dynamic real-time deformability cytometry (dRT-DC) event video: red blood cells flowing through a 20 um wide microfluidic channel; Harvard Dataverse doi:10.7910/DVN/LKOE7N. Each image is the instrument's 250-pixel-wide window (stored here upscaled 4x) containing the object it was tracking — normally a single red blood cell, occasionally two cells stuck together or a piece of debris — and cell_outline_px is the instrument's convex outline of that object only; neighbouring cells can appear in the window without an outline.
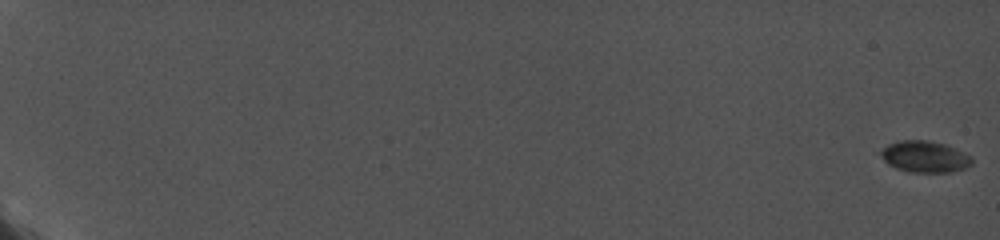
{"species": "common noctule bat (a hibernating species)", "species_latin": "Nyctalus noctula", "temperature_condition": "cold", "stored_images_in_passage": 43, "camera_frame_rate_fps": 5000, "um_per_image_px": 0.085, "animal": {"sex": "female", "body_mass_g": 19.0, "forearm_length_mm": 56.7}, "frame": {"image": 1, "passage_image": 1, "time_ms": 0.0, "image_size_px": [1000, 240], "cell_outline_px": [[972, 164], [964, 168], [952, 172], [908, 172], [896, 168], [888, 164], [880, 156], [880, 152], [888, 144], [900, 140], [928, 140], [944, 144], [956, 148], [972, 156]], "centroid_in_image_um": [78.61, 13.31], "position_along_channel_um": 6.4, "area_um2": 16.76}}
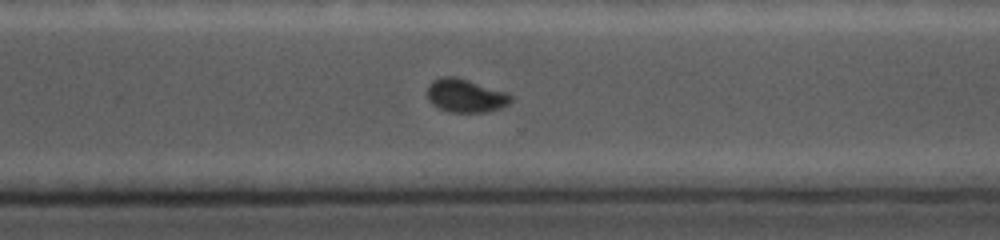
{"frame": {"image": 2, "passage_image": 32, "time_ms": 15.4, "image_size_px": [1000, 240], "cell_outline_px": [[512, 100], [508, 104], [500, 108], [488, 112], [452, 112], [440, 108], [432, 104], [428, 100], [428, 84], [432, 80], [440, 76], [456, 76], [508, 92], [512, 96]], "centroid_in_image_um": [39.58, 8.11], "position_along_channel_um": 331.0, "area_um2": 16.42}}
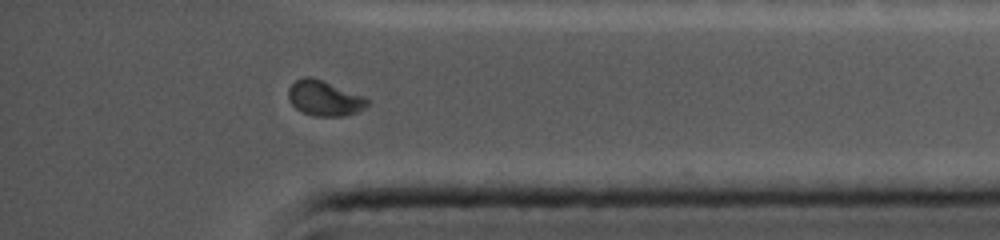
{"frame": {"image": 3, "passage_image": 39, "time_ms": 17.4, "image_size_px": [1000, 240], "cell_outline_px": [[368, 104], [364, 108], [356, 112], [344, 116], [316, 116], [304, 112], [296, 108], [288, 100], [288, 88], [296, 80], [304, 76], [312, 76], [360, 96], [368, 100]], "centroid_in_image_um": [27.51, 8.35], "position_along_channel_um": 407.7, "area_um2": 15.78}}